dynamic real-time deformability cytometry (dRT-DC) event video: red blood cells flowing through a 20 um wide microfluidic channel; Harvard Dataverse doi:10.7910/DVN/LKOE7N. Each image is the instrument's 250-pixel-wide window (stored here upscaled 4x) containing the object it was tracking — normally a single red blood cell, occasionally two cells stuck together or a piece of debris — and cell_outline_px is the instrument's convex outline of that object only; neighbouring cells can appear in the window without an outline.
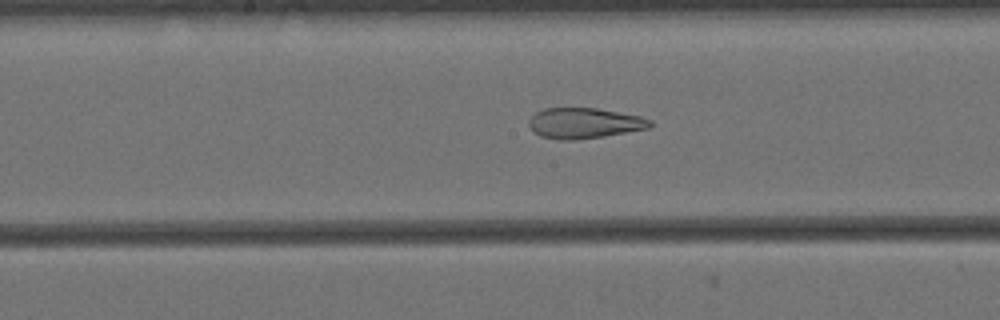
{"species": "Egyptian fruit bat (a non-hibernating species)", "species_latin": "Rousettus aegyptiacus", "temperature_condition": "cold", "stored_images_in_passage": 27, "camera_frame_rate_fps": 3000, "um_per_image_px": 0.085, "animal": {"sex": "female"}, "frame": {"image": 1, "passage_image": 22, "time_ms": 7.0, "image_size_px": [1000, 320], "cell_outline_px": [[652, 124], [648, 128], [604, 136], [576, 140], [560, 140], [540, 136], [528, 124], [528, 120], [536, 112], [544, 108], [596, 108], [640, 116], [652, 120]], "centroid_in_image_um": [49.65, 10.46], "position_along_channel_um": 198.5, "area_um2": 21.44}}
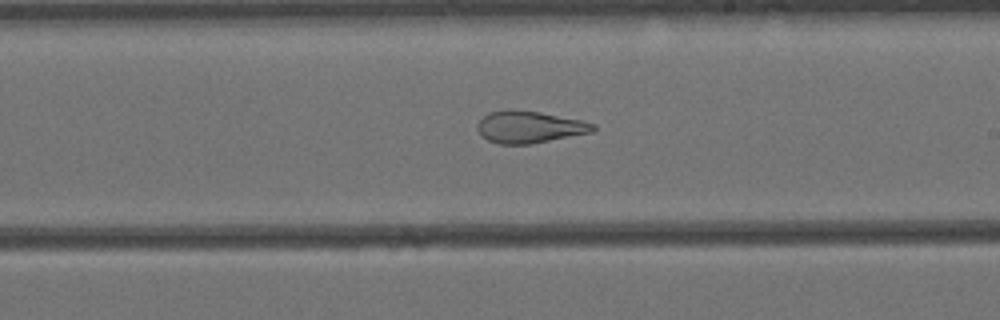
{"frame": {"image": 2, "passage_image": 26, "time_ms": 8.333, "image_size_px": [1000, 320], "cell_outline_px": [[596, 128], [592, 132], [528, 144], [500, 144], [488, 140], [480, 136], [476, 128], [476, 124], [488, 112], [508, 108], [540, 112], [584, 120], [596, 124]], "centroid_in_image_um": [44.97, 10.77], "position_along_channel_um": 244.0, "area_um2": 21.79}}